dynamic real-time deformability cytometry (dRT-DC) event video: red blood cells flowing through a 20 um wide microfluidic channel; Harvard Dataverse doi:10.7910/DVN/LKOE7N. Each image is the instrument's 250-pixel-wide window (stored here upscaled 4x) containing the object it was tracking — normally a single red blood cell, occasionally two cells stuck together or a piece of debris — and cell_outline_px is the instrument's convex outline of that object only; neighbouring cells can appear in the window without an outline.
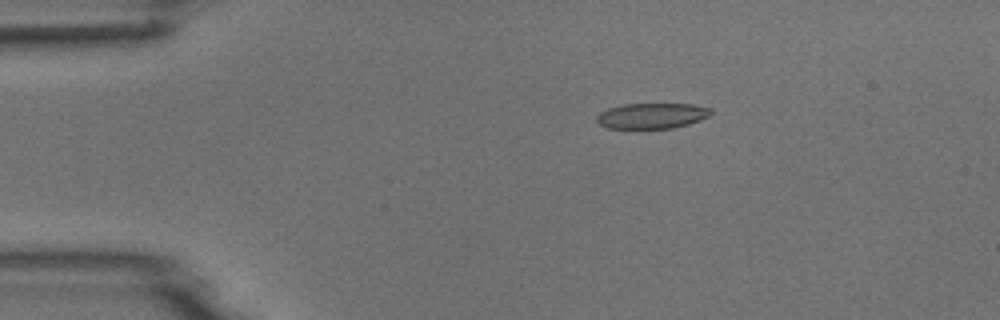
{"species": "common noctule bat (a hibernating species)", "species_latin": "Nyctalus noctula", "temperature_condition": "room temperature", "stored_images_in_passage": 5, "camera_frame_rate_fps": 3000, "um_per_image_px": 0.085, "animal": {"sex": "male", "body_mass_g": 18.8}, "frame": {"image": 1, "passage_image": 3, "time_ms": 2.333, "image_size_px": [1000, 320], "cell_outline_px": [[712, 112], [708, 116], [700, 120], [688, 124], [672, 128], [608, 128], [600, 124], [596, 120], [596, 116], [600, 112], [608, 108], [624, 104], [692, 104], [712, 108]], "centroid_in_image_um": [55.41, 9.83], "position_along_channel_um": 29.6, "area_um2": 16.94}}
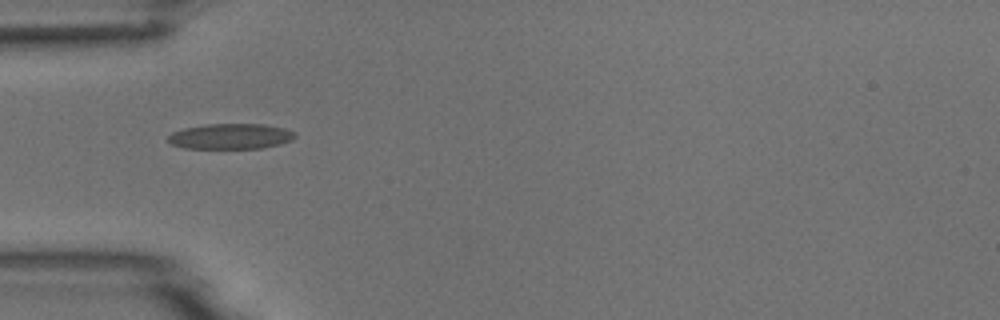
{"frame": {"image": 2, "passage_image": 5, "time_ms": 4.667, "image_size_px": [1000, 320], "cell_outline_px": [[296, 136], [292, 140], [280, 144], [260, 148], [184, 148], [172, 144], [168, 140], [168, 136], [172, 132], [184, 128], [208, 124], [264, 124], [284, 128], [296, 132]], "centroid_in_image_um": [19.62, 11.58], "position_along_channel_um": 65.4, "area_um2": 18.79}}